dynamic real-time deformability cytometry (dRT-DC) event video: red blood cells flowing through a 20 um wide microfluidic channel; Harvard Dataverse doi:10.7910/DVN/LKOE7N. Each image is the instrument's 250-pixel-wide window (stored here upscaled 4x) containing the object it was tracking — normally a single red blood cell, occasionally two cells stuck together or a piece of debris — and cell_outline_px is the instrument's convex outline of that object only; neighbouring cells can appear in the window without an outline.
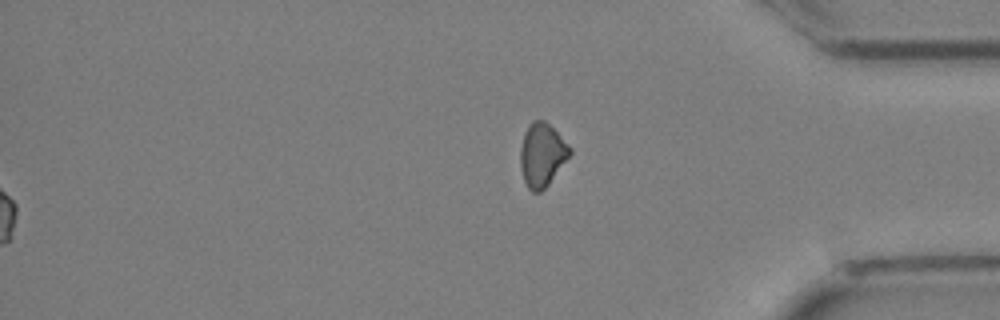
{"species": "Egyptian fruit bat (a non-hibernating species)", "species_latin": "Rousettus aegyptiacus", "temperature_condition": "cold", "stored_images_in_passage": 34, "segment_of_instrument_passage": [2, 2], "camera_frame_rate_fps": 3000, "um_per_image_px": 0.085, "animal": {"sex": "female"}, "frame": {"image": 1, "passage_image": 34, "time_ms": 11.0, "image_size_px": [1000, 320], "cell_outline_px": [[572, 152], [548, 184], [540, 192], [532, 192], [528, 188], [524, 180], [520, 168], [520, 148], [524, 132], [528, 124], [532, 120], [544, 120], [572, 148]], "centroid_in_image_um": [46.04, 13.15], "position_along_channel_um": 389.2, "area_um2": 18.15}}